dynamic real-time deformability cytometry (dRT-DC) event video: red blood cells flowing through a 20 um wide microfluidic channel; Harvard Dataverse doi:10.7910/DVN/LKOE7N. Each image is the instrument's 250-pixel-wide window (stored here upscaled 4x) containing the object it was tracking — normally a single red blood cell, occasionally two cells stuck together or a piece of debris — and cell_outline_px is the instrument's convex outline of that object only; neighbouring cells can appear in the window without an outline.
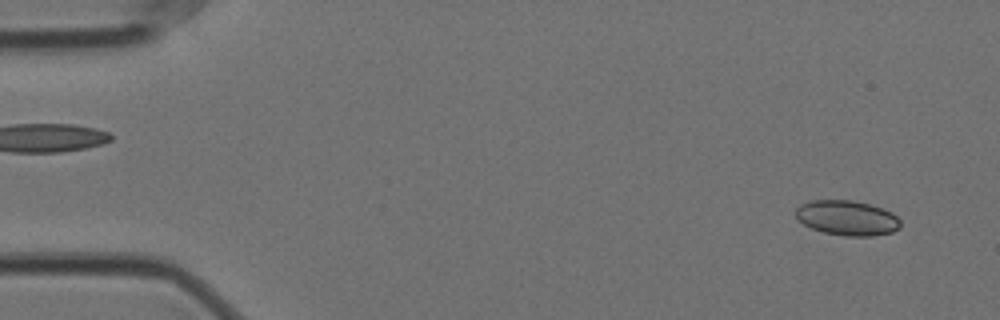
{"species": "Egyptian fruit bat (a non-hibernating species)", "species_latin": "Rousettus aegyptiacus", "temperature_condition": "cold", "stored_images_in_passage": 58, "segment_of_instrument_passage": [1, 2], "camera_frame_rate_fps": 3000, "um_per_image_px": 0.085, "animal": {"sex": "female"}, "frame": {"image": 1, "passage_image": 3, "time_ms": 0.667, "image_size_px": [1000, 320], "cell_outline_px": [[900, 228], [892, 232], [872, 236], [844, 236], [824, 232], [812, 228], [796, 220], [796, 208], [800, 204], [812, 200], [852, 200], [868, 204], [892, 212], [900, 220]], "centroid_in_image_um": [71.99, 18.52], "position_along_channel_um": 13.0, "area_um2": 21.33}}
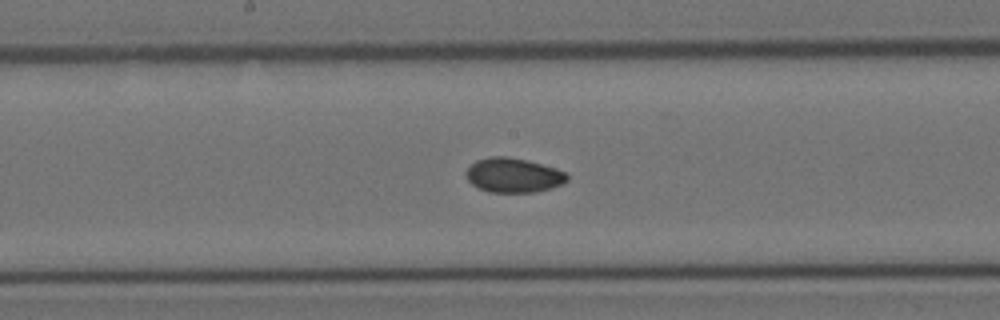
{"frame": {"image": 2, "passage_image": 29, "time_ms": 9.333, "image_size_px": [1000, 320], "cell_outline_px": [[568, 180], [552, 188], [532, 192], [488, 192], [472, 184], [468, 180], [464, 172], [476, 160], [492, 156], [504, 156], [524, 160], [556, 168], [564, 172], [568, 176]], "centroid_in_image_um": [43.61, 14.9], "position_along_channel_um": 204.6, "area_um2": 20.06}}
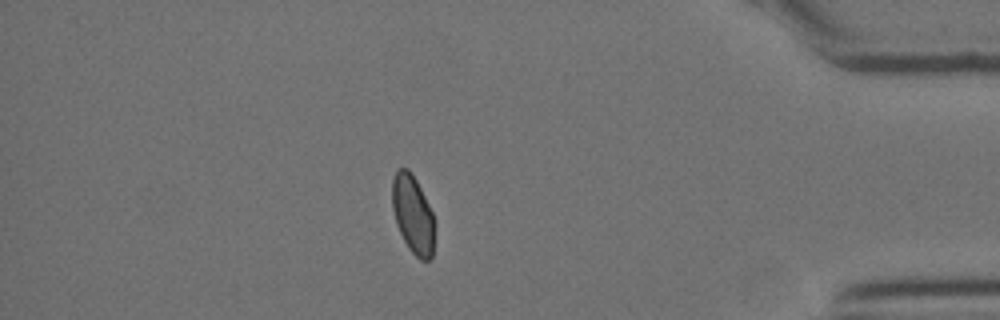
{"frame": {"image": 3, "passage_image": 49, "time_ms": 16.0, "image_size_px": [1000, 320], "cell_outline_px": [[432, 260], [420, 260], [408, 248], [396, 224], [392, 208], [392, 180], [396, 168], [408, 168], [412, 172], [432, 212]], "centroid_in_image_um": [35.04, 18.18], "position_along_channel_um": 400.2, "area_um2": 19.02}}